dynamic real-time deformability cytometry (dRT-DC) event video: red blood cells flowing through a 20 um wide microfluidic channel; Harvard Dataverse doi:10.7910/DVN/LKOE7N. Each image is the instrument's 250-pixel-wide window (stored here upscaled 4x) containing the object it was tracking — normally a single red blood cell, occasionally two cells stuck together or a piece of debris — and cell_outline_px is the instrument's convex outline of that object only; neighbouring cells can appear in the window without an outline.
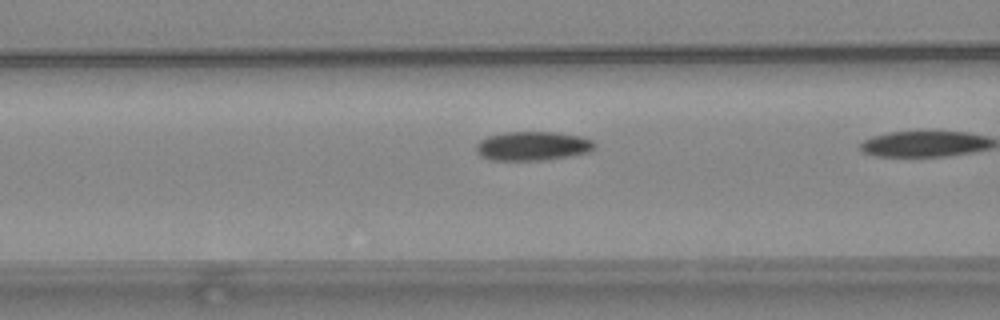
{"species": "common noctule bat (a hibernating species)", "species_latin": "Nyctalus noctula", "temperature_condition": "warm", "stored_images_in_passage": 7, "camera_frame_rate_fps": 3000, "um_per_image_px": 0.085, "animal": {"sex": "female", "body_mass_g": 24.6, "forearm_length_mm": 56.2}, "frame": {"image": 1, "passage_image": 6, "time_ms": 1.667, "image_size_px": [1000, 320], "cell_outline_px": [[596, 148], [588, 152], [568, 156], [544, 160], [488, 160], [480, 156], [476, 152], [476, 144], [480, 140], [488, 136], [504, 132], [556, 132], [580, 136], [592, 140], [596, 144]], "centroid_in_image_um": [45.25, 12.41], "position_along_channel_um": 121.3, "area_um2": 20.17}}